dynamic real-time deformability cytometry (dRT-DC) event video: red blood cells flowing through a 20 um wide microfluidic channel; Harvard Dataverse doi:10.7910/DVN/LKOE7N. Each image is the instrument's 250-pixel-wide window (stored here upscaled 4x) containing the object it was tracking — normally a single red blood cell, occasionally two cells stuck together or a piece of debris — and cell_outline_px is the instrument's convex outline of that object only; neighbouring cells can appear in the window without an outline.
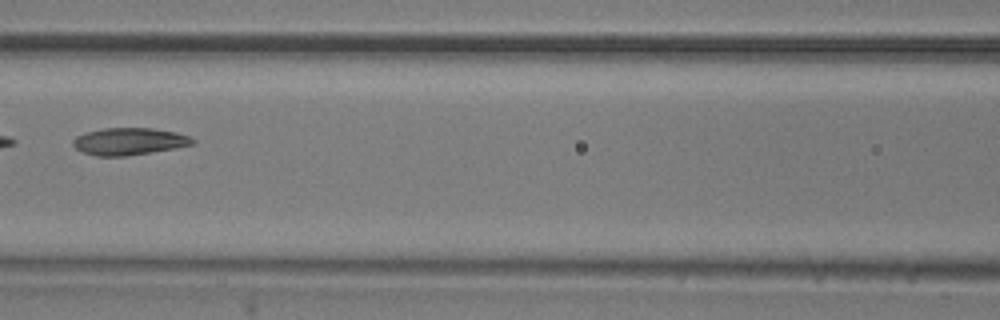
{"species": "common noctule bat (a hibernating species)", "species_latin": "Nyctalus noctula", "temperature_condition": "room temperature", "stored_images_in_passage": 7, "camera_frame_rate_fps": 3000, "um_per_image_px": 0.085, "animal": {"sex": "male", "body_mass_g": 20.5, "forearm_length_mm": 52.5}, "frame": {"image": 1, "passage_image": 6, "time_ms": 1.667, "image_size_px": [1000, 320], "cell_outline_px": [[196, 140], [192, 144], [176, 148], [124, 156], [96, 156], [84, 152], [76, 148], [72, 144], [72, 140], [76, 136], [84, 132], [104, 128], [152, 128], [176, 132], [188, 136]], "centroid_in_image_um": [10.95, 12.01], "position_along_channel_um": 155.7, "area_um2": 18.84}}
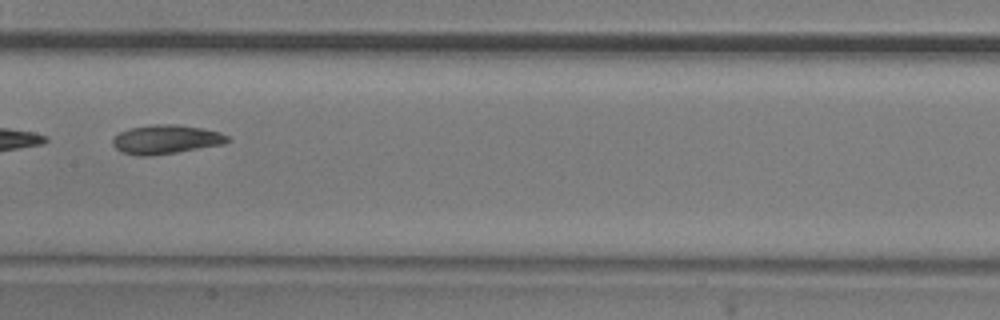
{"frame": {"image": 2, "passage_image": 7, "time_ms": 2.0, "image_size_px": [1000, 320], "cell_outline_px": [[232, 140], [224, 144], [152, 156], [140, 156], [120, 152], [112, 144], [112, 140], [120, 132], [128, 128], [152, 124], [176, 124], [204, 128], [220, 132], [228, 136]], "centroid_in_image_um": [14.12, 11.84], "position_along_channel_um": 193.3, "area_um2": 19.59}}